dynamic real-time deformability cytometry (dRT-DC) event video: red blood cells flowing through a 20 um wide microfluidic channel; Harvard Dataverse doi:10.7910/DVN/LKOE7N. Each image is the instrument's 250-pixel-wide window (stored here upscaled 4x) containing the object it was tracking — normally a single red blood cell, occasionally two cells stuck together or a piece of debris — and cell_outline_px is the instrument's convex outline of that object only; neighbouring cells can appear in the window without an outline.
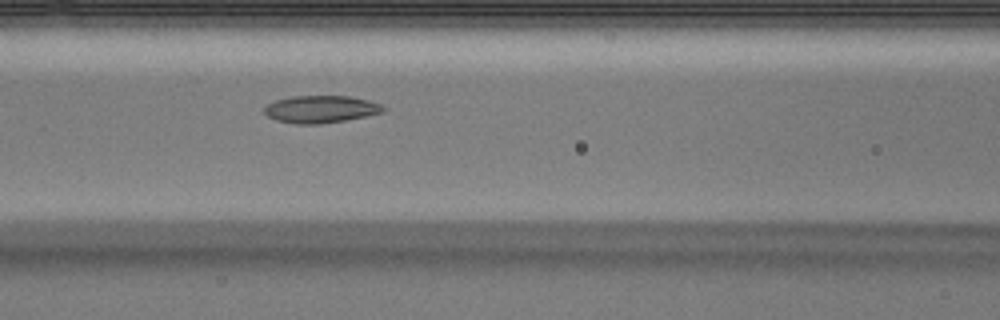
{"species": "Egyptian fruit bat (a non-hibernating species)", "species_latin": "Rousettus aegyptiacus", "temperature_condition": "warm", "stored_images_in_passage": 5, "camera_frame_rate_fps": 3000, "um_per_image_px": 0.085, "animal": {"sex": "male"}, "frame": {"image": 1, "passage_image": 5, "time_ms": 1.333, "image_size_px": [1000, 320], "cell_outline_px": [[388, 108], [384, 112], [344, 120], [320, 124], [296, 124], [276, 120], [268, 116], [264, 112], [264, 108], [268, 104], [276, 100], [292, 96], [348, 96], [368, 100], [380, 104]], "centroid_in_image_um": [27.27, 9.28], "position_along_channel_um": 139.3, "area_um2": 18.84}}